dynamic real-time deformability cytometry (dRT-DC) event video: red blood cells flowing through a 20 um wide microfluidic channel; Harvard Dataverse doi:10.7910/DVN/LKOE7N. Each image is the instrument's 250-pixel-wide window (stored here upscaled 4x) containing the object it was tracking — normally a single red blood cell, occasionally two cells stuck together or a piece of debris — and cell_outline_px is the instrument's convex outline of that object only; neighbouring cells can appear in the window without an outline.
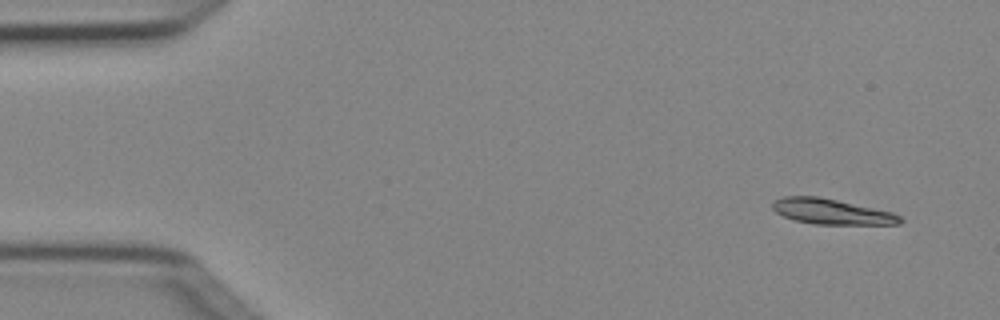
{"species": "Egyptian fruit bat (a non-hibernating species)", "species_latin": "Rousettus aegyptiacus", "temperature_condition": "cold", "stored_images_in_passage": 5, "segment_of_instrument_passage": [1, 2], "camera_frame_rate_fps": 3000, "um_per_image_px": 0.085, "animal": {"sex": "female"}, "frame": {"image": 1, "passage_image": 1, "time_ms": 0.0, "image_size_px": [1000, 320], "cell_outline_px": [[904, 220], [900, 224], [816, 224], [796, 220], [784, 216], [776, 212], [772, 208], [772, 204], [776, 200], [784, 196], [820, 196], [892, 212], [900, 216]], "centroid_in_image_um": [70.7, 17.98], "position_along_channel_um": 14.3, "area_um2": 18.73}}
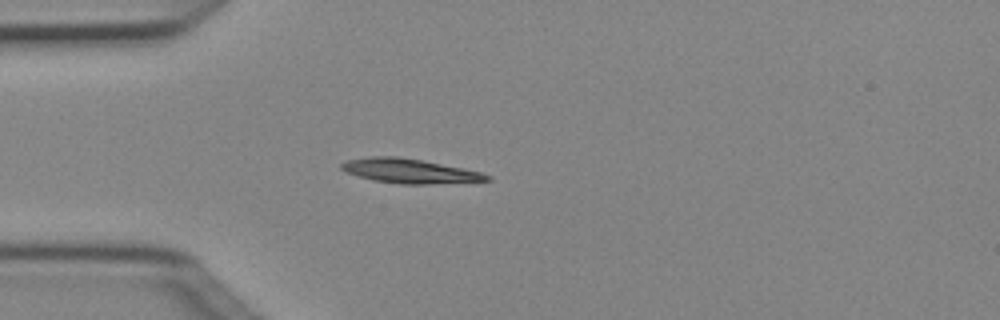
{"frame": {"image": 2, "passage_image": 4, "time_ms": 1.0, "image_size_px": [1000, 320], "cell_outline_px": [[492, 180], [428, 184], [400, 184], [372, 180], [348, 172], [340, 168], [340, 164], [348, 160], [372, 156], [396, 156], [420, 160], [464, 168], [480, 172], [492, 176]], "centroid_in_image_um": [34.83, 14.53], "position_along_channel_um": 50.2, "area_um2": 20.46}}